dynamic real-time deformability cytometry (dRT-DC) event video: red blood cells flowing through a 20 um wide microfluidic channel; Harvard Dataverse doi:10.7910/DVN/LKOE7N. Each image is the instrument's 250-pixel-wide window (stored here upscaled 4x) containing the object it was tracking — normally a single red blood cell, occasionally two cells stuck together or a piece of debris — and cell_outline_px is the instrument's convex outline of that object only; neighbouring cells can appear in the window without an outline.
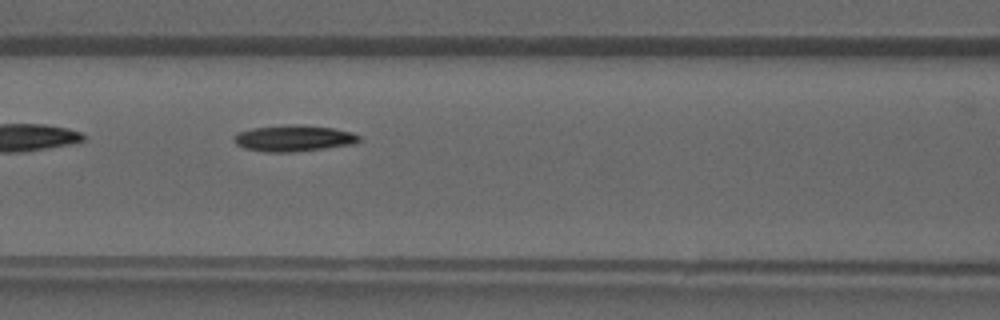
{"species": "common noctule bat (a hibernating species)", "species_latin": "Nyctalus noctula", "temperature_condition": "warm", "stored_images_in_passage": 28, "camera_frame_rate_fps": 3000, "um_per_image_px": 0.085, "animal": {"sex": "male", "forearm_length_mm": 52.5}, "frame": {"image": 1, "passage_image": 5, "time_ms": 1.333, "image_size_px": [1000, 320], "cell_outline_px": [[360, 140], [352, 144], [324, 148], [292, 152], [268, 152], [244, 148], [236, 144], [232, 140], [232, 136], [240, 132], [252, 128], [292, 124], [332, 128], [352, 132], [360, 136]], "centroid_in_image_um": [24.92, 11.75], "position_along_channel_um": 141.7, "area_um2": 18.96}}
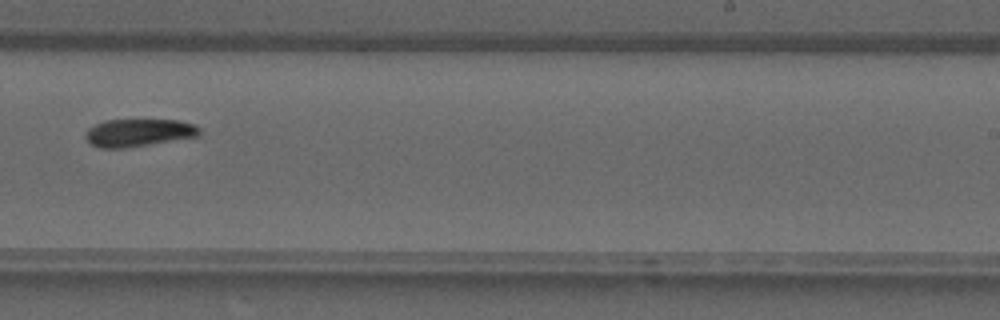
{"frame": {"image": 2, "passage_image": 13, "time_ms": 4.0, "image_size_px": [1000, 320], "cell_outline_px": [[200, 136], [124, 148], [100, 148], [92, 144], [84, 136], [84, 132], [88, 128], [104, 120], [176, 120], [196, 124], [200, 128]], "centroid_in_image_um": [11.79, 11.27], "position_along_channel_um": 277.2, "area_um2": 18.38}}
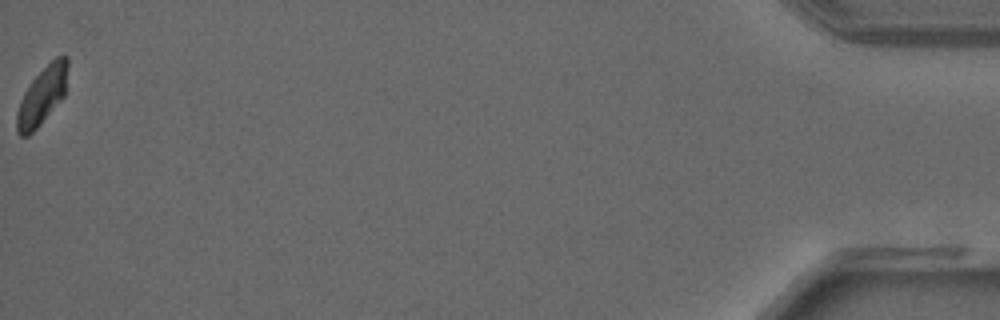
{"frame": {"image": 3, "passage_image": 28, "time_ms": 9.0, "image_size_px": [1000, 320], "cell_outline_px": [[68, 64], [64, 96], [40, 124], [28, 136], [20, 136], [16, 132], [16, 112], [20, 100], [24, 92], [32, 80], [56, 56], [68, 56]], "centroid_in_image_um": [3.56, 8.15], "position_along_channel_um": 431.6, "area_um2": 16.94}}